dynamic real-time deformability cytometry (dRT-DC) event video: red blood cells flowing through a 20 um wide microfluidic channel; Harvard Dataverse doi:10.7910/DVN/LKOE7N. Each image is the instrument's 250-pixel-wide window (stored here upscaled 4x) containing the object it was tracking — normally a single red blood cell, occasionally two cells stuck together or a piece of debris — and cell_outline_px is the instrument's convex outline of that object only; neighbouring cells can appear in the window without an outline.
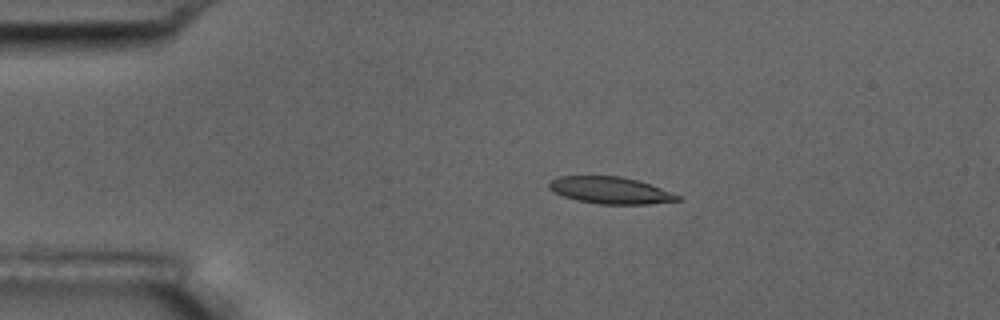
{"species": "common noctule bat (a hibernating species)", "species_latin": "Nyctalus noctula", "temperature_condition": "room temperature", "stored_images_in_passage": 8, "camera_frame_rate_fps": 3000, "um_per_image_px": 0.085, "animal": {"sex": "male", "body_mass_g": 17.5, "forearm_length_mm": 52.3}, "frame": {"image": 1, "passage_image": 4, "time_ms": 3.667, "image_size_px": [1000, 320], "cell_outline_px": [[680, 200], [648, 204], [600, 204], [576, 200], [564, 196], [548, 188], [548, 184], [552, 180], [560, 176], [620, 176], [636, 180], [660, 188], [680, 196]], "centroid_in_image_um": [51.86, 16.18], "position_along_channel_um": 33.1, "area_um2": 19.77}}